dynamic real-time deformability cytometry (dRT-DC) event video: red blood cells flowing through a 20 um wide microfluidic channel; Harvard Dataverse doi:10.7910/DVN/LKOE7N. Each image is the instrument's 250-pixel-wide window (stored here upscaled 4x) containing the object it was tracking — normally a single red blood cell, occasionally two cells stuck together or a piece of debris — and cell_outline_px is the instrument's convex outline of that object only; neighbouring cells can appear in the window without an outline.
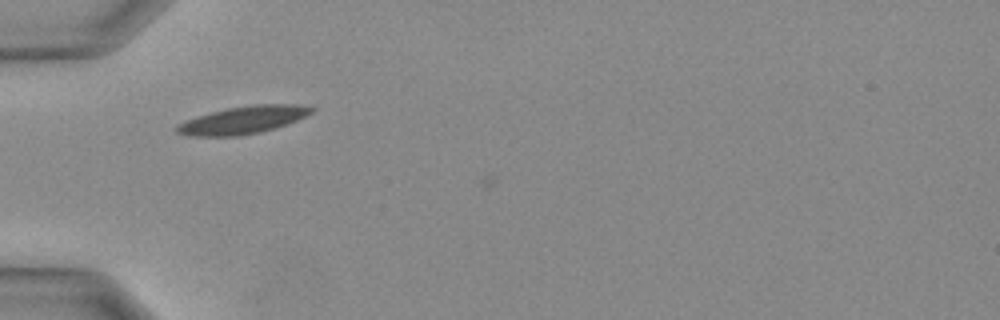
{"species": "Egyptian fruit bat (a non-hibernating species)", "species_latin": "Rousettus aegyptiacus", "temperature_condition": "warm", "stored_images_in_passage": 24, "camera_frame_rate_fps": 3000, "um_per_image_px": 0.085, "animal": {"sex": "female"}, "frame": {"image": 1, "passage_image": 1, "time_ms": 0.0, "image_size_px": [1000, 320], "cell_outline_px": [[316, 108], [312, 112], [296, 120], [276, 128], [240, 136], [188, 136], [176, 132], [176, 124], [196, 116], [228, 108], [256, 104], [296, 104]], "centroid_in_image_um": [20.63, 10.2], "position_along_channel_um": 64.4, "area_um2": 21.5}}
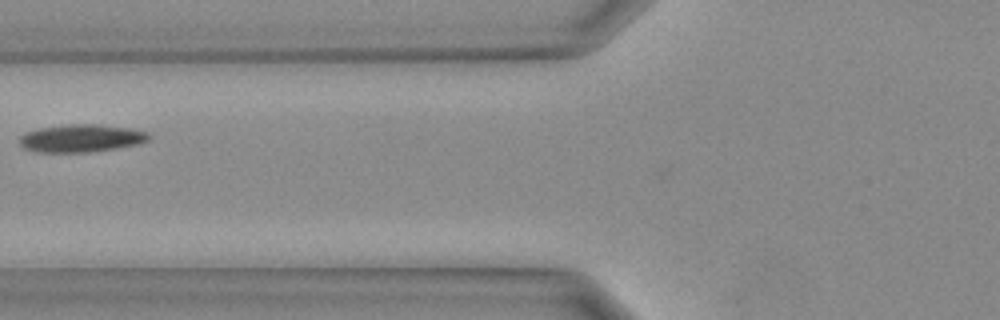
{"frame": {"image": 2, "passage_image": 4, "time_ms": 1.0, "image_size_px": [1000, 320], "cell_outline_px": [[152, 136], [148, 140], [140, 144], [116, 148], [88, 152], [40, 152], [24, 148], [20, 144], [20, 136], [24, 132], [40, 128], [68, 124], [100, 124], [132, 128], [148, 132]], "centroid_in_image_um": [6.95, 11.74], "position_along_channel_um": 118.9, "area_um2": 21.04}}
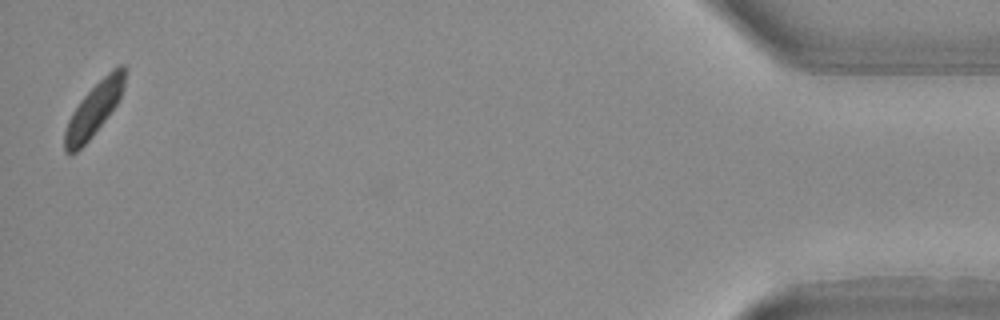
{"frame": {"image": 3, "passage_image": 24, "time_ms": 7.667, "image_size_px": [1000, 320], "cell_outline_px": [[128, 68], [124, 88], [116, 104], [108, 116], [92, 136], [76, 152], [64, 152], [64, 132], [68, 120], [72, 112], [80, 100], [112, 68], [120, 64], [124, 64]], "centroid_in_image_um": [8.02, 9.24], "position_along_channel_um": 427.2, "area_um2": 18.44}}